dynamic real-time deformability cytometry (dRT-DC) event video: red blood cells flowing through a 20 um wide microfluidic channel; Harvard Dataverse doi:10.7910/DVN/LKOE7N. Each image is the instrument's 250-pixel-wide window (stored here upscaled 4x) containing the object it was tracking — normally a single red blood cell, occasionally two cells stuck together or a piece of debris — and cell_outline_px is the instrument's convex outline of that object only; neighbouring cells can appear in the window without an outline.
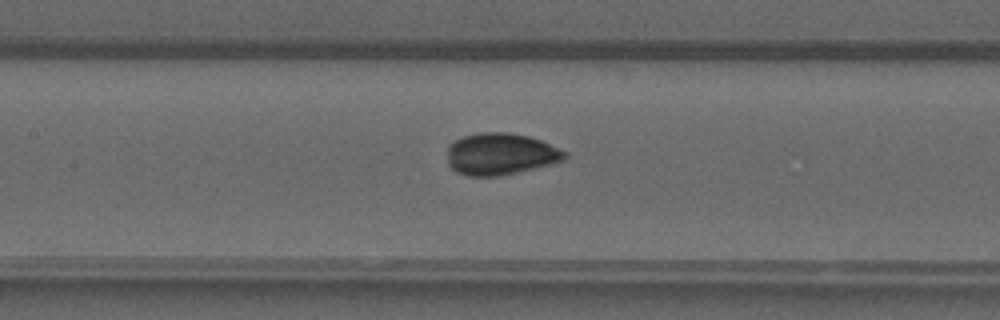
{"species": "common noctule bat (a hibernating species)", "species_latin": "Nyctalus noctula", "temperature_condition": "warm", "stored_images_in_passage": 40, "camera_frame_rate_fps": 3000, "um_per_image_px": 0.085, "animal": {"sex": "male", "forearm_length_mm": 52.5}, "frame": {"image": 1, "passage_image": 23, "time_ms": 7.333, "image_size_px": [1000, 320], "cell_outline_px": [[568, 156], [564, 160], [500, 176], [468, 176], [456, 172], [448, 164], [448, 144], [464, 136], [480, 132], [508, 132], [528, 136], [540, 140], [568, 152]], "centroid_in_image_um": [42.53, 13.08], "position_along_channel_um": 164.9, "area_um2": 28.5}}
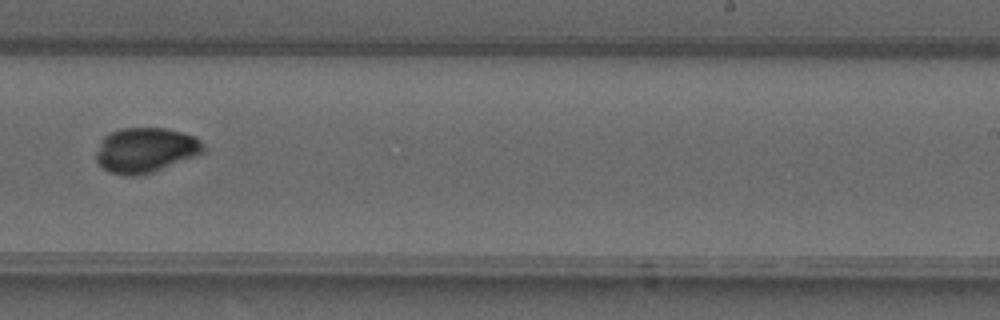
{"frame": {"image": 2, "passage_image": 31, "time_ms": 10.0, "image_size_px": [1000, 320], "cell_outline_px": [[204, 152], [152, 172], [136, 176], [124, 176], [108, 172], [96, 160], [96, 152], [104, 136], [120, 128], [164, 128], [180, 132], [192, 136], [200, 140], [204, 144]], "centroid_in_image_um": [12.34, 12.76], "position_along_channel_um": 276.7, "area_um2": 27.74}}
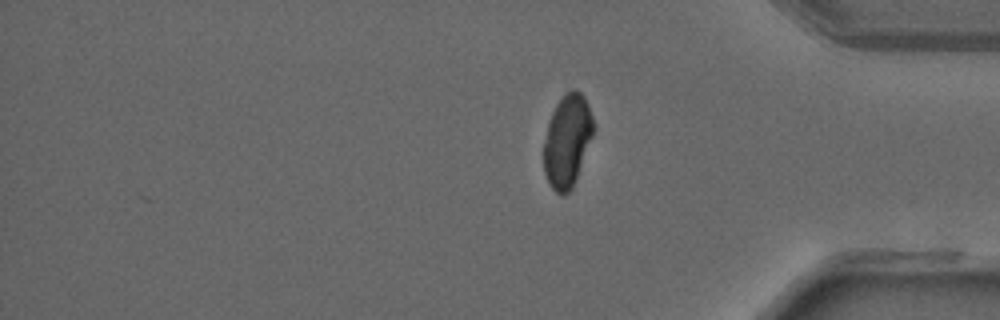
{"frame": {"image": 3, "passage_image": 40, "time_ms": 13.0, "image_size_px": [1000, 320], "cell_outline_px": [[592, 136], [572, 188], [564, 196], [556, 192], [552, 188], [544, 172], [544, 140], [548, 124], [552, 112], [556, 104], [564, 92], [572, 88], [576, 88], [584, 96], [588, 104], [592, 116]], "centroid_in_image_um": [48.2, 11.92], "position_along_channel_um": 387.0, "area_um2": 26.47}, "authors_computed_cell_mechanics": {"area_um2": 27.5417, "velocity_mm_per_s": 4.2032, "shape_relaxation_time_tau1_ms": 3.2312, "shape_relaxation_time_tau2_ms": null, "deformation_change_tau1": 0.1406, "deformation_change_tau2": null}}